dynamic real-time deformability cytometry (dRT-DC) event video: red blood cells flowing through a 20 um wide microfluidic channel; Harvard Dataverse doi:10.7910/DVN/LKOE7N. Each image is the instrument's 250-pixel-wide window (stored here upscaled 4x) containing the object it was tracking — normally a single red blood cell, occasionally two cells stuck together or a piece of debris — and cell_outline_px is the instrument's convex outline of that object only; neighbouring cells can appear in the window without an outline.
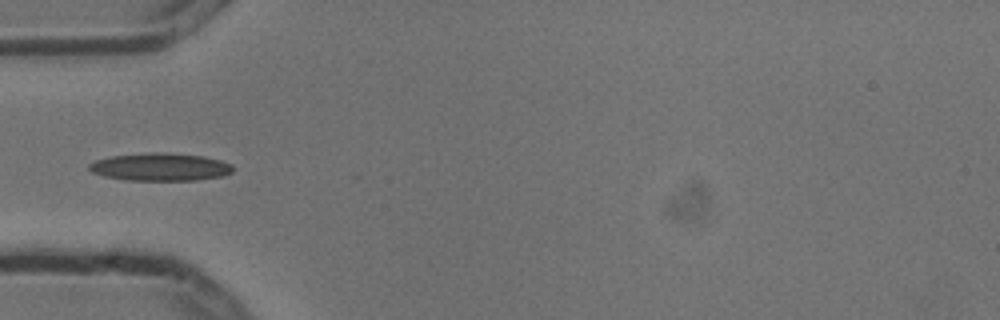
{"species": "common noctule bat (a hibernating species)", "species_latin": "Nyctalus noctula", "temperature_condition": "cold", "stored_images_in_passage": 6, "camera_frame_rate_fps": 3000, "um_per_image_px": 0.085, "animal": {"sex": "male", "body_mass_g": 13.3}, "frame": {"image": 1, "passage_image": 5, "time_ms": 1.333, "image_size_px": [1000, 320], "cell_outline_px": [[232, 172], [224, 176], [196, 180], [124, 180], [104, 176], [92, 172], [88, 168], [88, 164], [96, 160], [112, 156], [152, 152], [168, 152], [204, 156], [220, 160], [232, 164]], "centroid_in_image_um": [13.63, 14.19], "position_along_channel_um": 71.4, "area_um2": 23.35}}
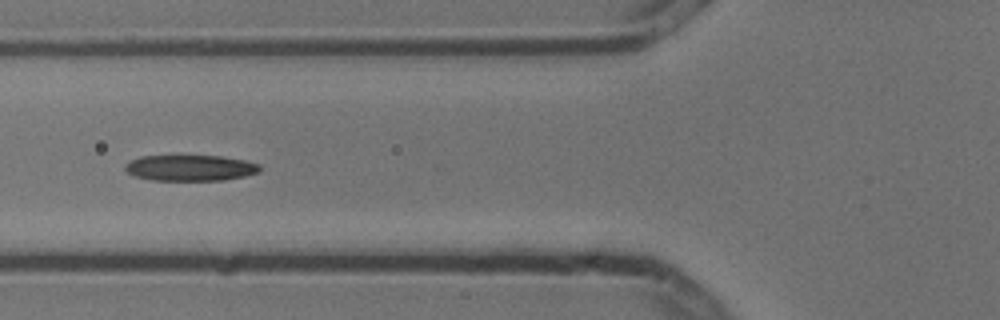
{"frame": {"image": 2, "passage_image": 6, "time_ms": 1.667, "image_size_px": [1000, 320], "cell_outline_px": [[260, 172], [244, 176], [224, 180], [152, 180], [136, 176], [128, 172], [124, 168], [132, 160], [140, 156], [220, 156], [244, 160], [260, 164]], "centroid_in_image_um": [16.22, 14.27], "position_along_channel_um": 109.6, "area_um2": 20.11}}